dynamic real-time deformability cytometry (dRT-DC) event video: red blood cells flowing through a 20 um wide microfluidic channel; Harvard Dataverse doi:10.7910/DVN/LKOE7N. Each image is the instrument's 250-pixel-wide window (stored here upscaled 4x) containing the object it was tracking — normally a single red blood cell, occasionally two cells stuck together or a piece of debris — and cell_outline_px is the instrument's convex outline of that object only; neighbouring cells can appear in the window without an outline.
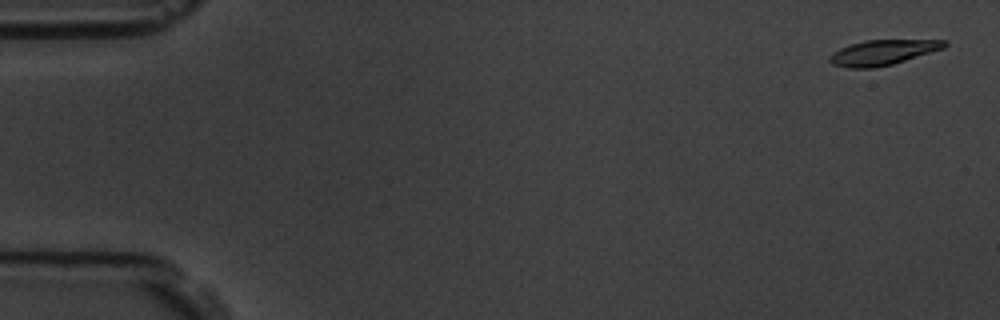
{"species": "common noctule bat (a hibernating species)", "species_latin": "Nyctalus noctula", "temperature_condition": "room temperature", "stored_images_in_passage": 58, "camera_frame_rate_fps": 3000, "um_per_image_px": 0.085, "animal": {"sex": "male", "body_mass_g": 19.5, "forearm_length_mm": 54.6}, "frame": {"image": 1, "passage_image": 2, "time_ms": 0.333, "image_size_px": [1000, 320], "cell_outline_px": [[948, 44], [944, 48], [892, 64], [876, 68], [848, 68], [832, 64], [828, 60], [828, 56], [832, 52], [840, 48], [864, 40], [948, 40]], "centroid_in_image_um": [75.0, 4.46], "position_along_channel_um": 10.0, "area_um2": 16.82}}
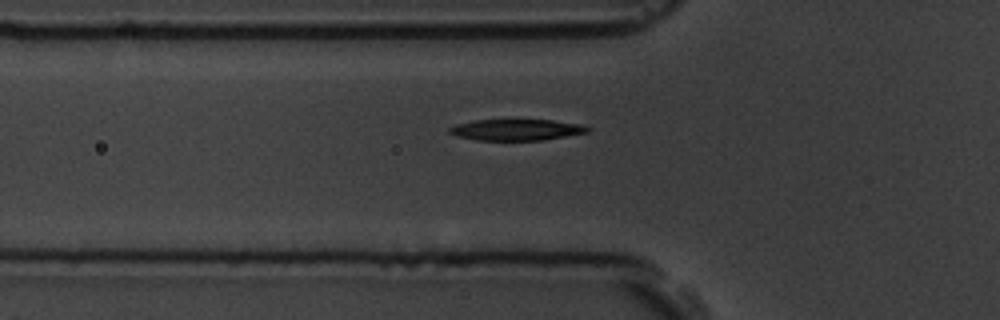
{"frame": {"image": 2, "passage_image": 20, "time_ms": 6.333, "image_size_px": [1000, 320], "cell_outline_px": [[592, 128], [588, 132], [544, 140], [476, 140], [456, 136], [448, 132], [448, 128], [456, 124], [472, 120], [552, 120], [580, 124]], "centroid_in_image_um": [43.87, 11.03], "position_along_channel_um": 81.9, "area_um2": 17.11}}
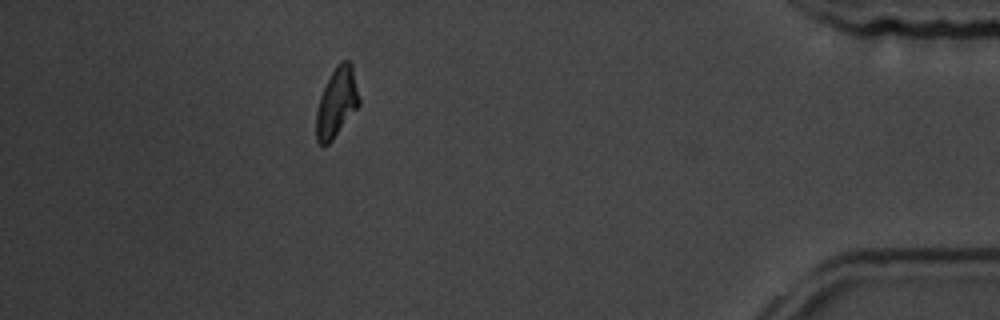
{"frame": {"image": 3, "passage_image": 52, "time_ms": 17.0, "image_size_px": [1000, 320], "cell_outline_px": [[360, 104], [332, 140], [328, 144], [320, 144], [316, 140], [316, 112], [320, 96], [336, 64], [340, 60], [348, 60], [352, 64], [360, 100]], "centroid_in_image_um": [28.62, 8.69], "position_along_channel_um": 406.6, "area_um2": 17.17}, "authors_computed_cell_mechanics": {"area_um2": 17.6001, "velocity_mm_per_s": 3.5097, "shape_relaxation_time_tau1_ms": 2.2006, "shape_relaxation_time_tau2_ms": 6.4396, "deformation_change_tau1": 0.145, "deformation_change_tau2": 0.1344}}